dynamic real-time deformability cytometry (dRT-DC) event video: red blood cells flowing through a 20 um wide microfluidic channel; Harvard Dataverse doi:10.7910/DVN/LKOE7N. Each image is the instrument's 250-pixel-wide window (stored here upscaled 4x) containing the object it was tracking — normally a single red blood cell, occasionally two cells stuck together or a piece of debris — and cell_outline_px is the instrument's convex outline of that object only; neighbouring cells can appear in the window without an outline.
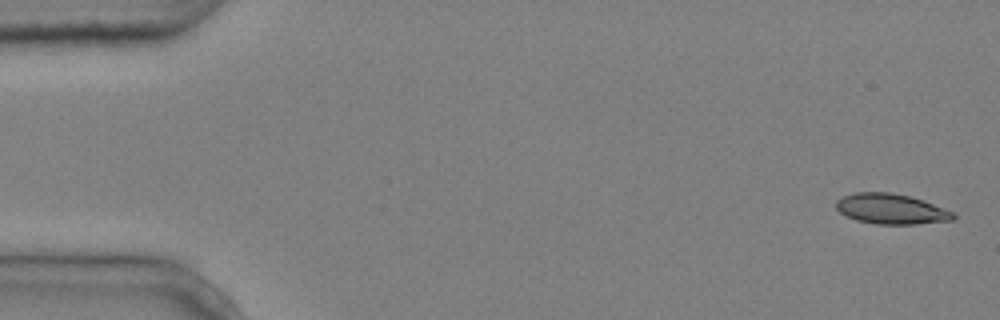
{"species": "common noctule bat (a hibernating species)", "species_latin": "Nyctalus noctula", "temperature_condition": "cold", "stored_images_in_passage": 5, "camera_frame_rate_fps": 3000, "um_per_image_px": 0.085, "animal": {"sex": "male", "body_mass_g": 20.4}, "frame": {"image": 1, "passage_image": 1, "time_ms": 0.0, "image_size_px": [1000, 320], "cell_outline_px": [[956, 216], [952, 220], [916, 224], [876, 224], [856, 220], [840, 212], [836, 208], [836, 200], [852, 192], [892, 192], [924, 200], [956, 212]], "centroid_in_image_um": [75.77, 17.75], "position_along_channel_um": 9.2, "area_um2": 20.81}}
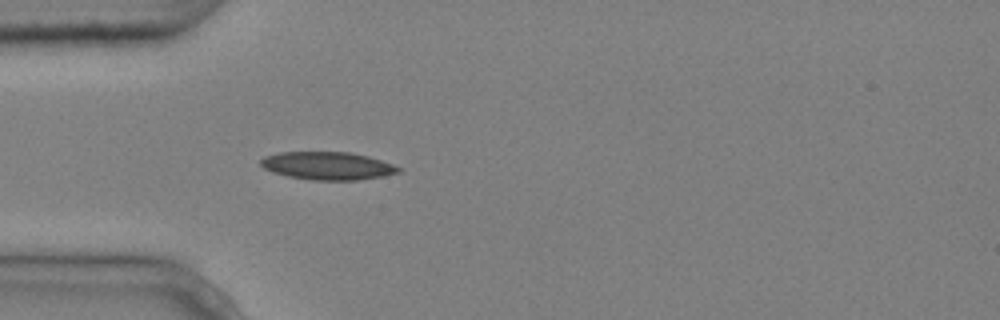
{"frame": {"image": 2, "passage_image": 5, "time_ms": 1.333, "image_size_px": [1000, 320], "cell_outline_px": [[400, 172], [384, 176], [356, 180], [312, 180], [288, 176], [272, 172], [264, 168], [260, 164], [260, 160], [264, 156], [280, 152], [352, 152], [368, 156], [392, 164], [400, 168]], "centroid_in_image_um": [27.83, 14.09], "position_along_channel_um": 57.2, "area_um2": 22.37}}